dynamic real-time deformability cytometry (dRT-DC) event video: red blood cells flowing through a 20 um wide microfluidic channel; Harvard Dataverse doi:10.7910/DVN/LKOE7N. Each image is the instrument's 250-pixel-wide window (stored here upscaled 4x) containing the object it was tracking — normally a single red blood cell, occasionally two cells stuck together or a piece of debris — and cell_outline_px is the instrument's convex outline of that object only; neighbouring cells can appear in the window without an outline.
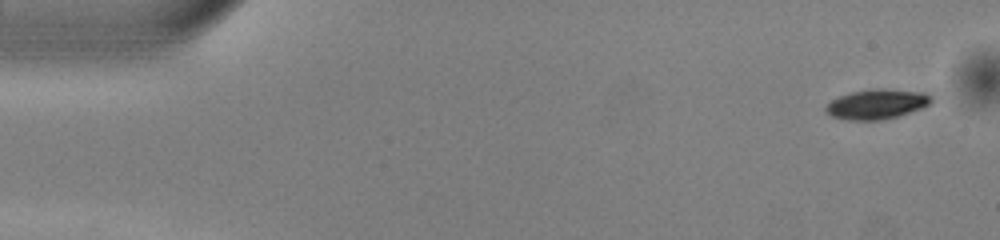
{"species": "common noctule bat (a hibernating species)", "species_latin": "Nyctalus noctula", "temperature_condition": "warm", "stored_images_in_passage": 49, "camera_frame_rate_fps": 3000, "um_per_image_px": 0.085, "animal": {"sex": "male", "body_mass_g": 13.0, "forearm_length_mm": 53.1}, "frame": {"image": 1, "passage_image": 1, "time_ms": 0.0, "image_size_px": [1000, 240], "cell_outline_px": [[932, 100], [928, 104], [920, 108], [896, 116], [880, 120], [848, 120], [832, 116], [824, 108], [832, 100], [840, 96], [852, 92], [872, 88], [884, 88], [924, 92], [932, 96]], "centroid_in_image_um": [74.53, 8.83], "position_along_channel_um": 10.5, "area_um2": 18.09}}
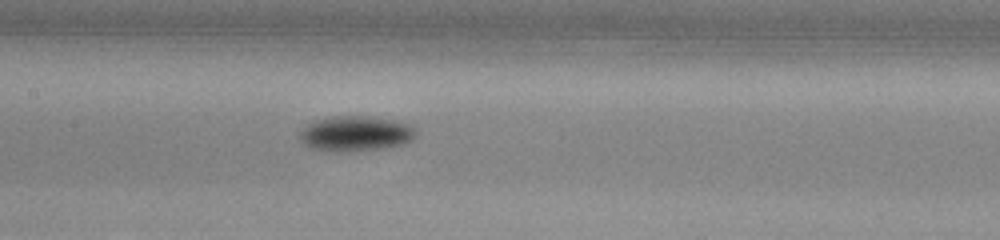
{"frame": {"image": 2, "passage_image": 23, "time_ms": 7.333, "image_size_px": [1000, 240], "cell_outline_px": [[416, 136], [412, 140], [404, 144], [388, 148], [312, 148], [304, 144], [296, 136], [296, 132], [312, 120], [332, 116], [364, 116], [392, 120], [412, 124], [416, 128]], "centroid_in_image_um": [30.23, 11.29], "position_along_channel_um": 177.2, "area_um2": 23.29}}
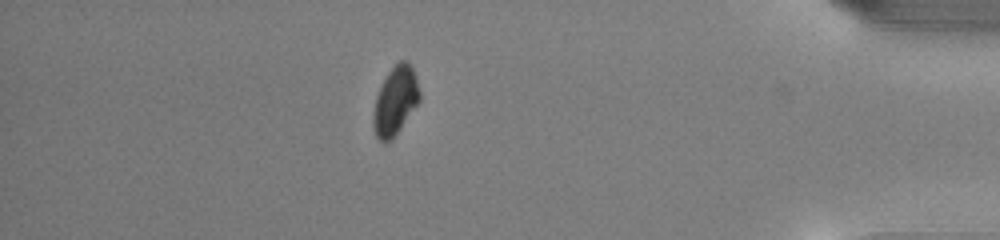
{"frame": {"image": 3, "passage_image": 43, "time_ms": 14.0, "image_size_px": [1000, 240], "cell_outline_px": [[420, 100], [392, 140], [380, 140], [376, 136], [372, 124], [372, 112], [376, 96], [380, 84], [388, 72], [400, 60], [408, 60], [412, 68], [420, 92]], "centroid_in_image_um": [33.57, 8.56], "position_along_channel_um": 401.6, "area_um2": 18.38}, "authors_computed_cell_mechanics": {"area_um2": 19.7676, "velocity_mm_per_s": 4.0406, "shape_relaxation_time_tau1_ms": 2.3076, "shape_relaxation_time_tau2_ms": null, "deformation_change_tau1": 0.0929, "deformation_change_tau2": null}}